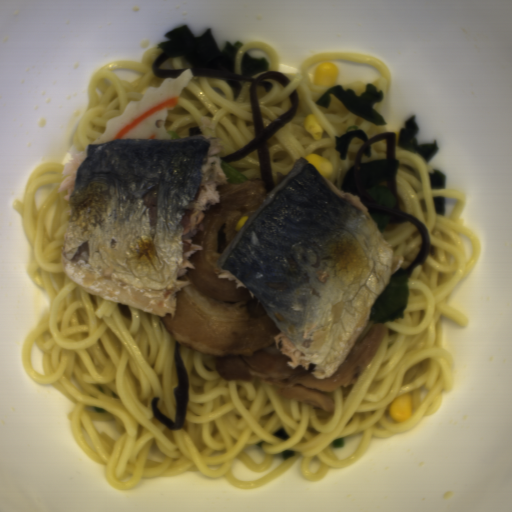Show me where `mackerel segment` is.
Returning <instances> with one entry per match:
<instances>
[{"label":"mackerel segment","mask_w":512,"mask_h":512,"mask_svg":"<svg viewBox=\"0 0 512 512\" xmlns=\"http://www.w3.org/2000/svg\"><path fill=\"white\" fill-rule=\"evenodd\" d=\"M402 260L363 202L302 156L214 266L261 304L288 367L314 365L323 379L346 361Z\"/></svg>","instance_id":"mackerel-segment-1"},{"label":"mackerel segment","mask_w":512,"mask_h":512,"mask_svg":"<svg viewBox=\"0 0 512 512\" xmlns=\"http://www.w3.org/2000/svg\"><path fill=\"white\" fill-rule=\"evenodd\" d=\"M221 137L112 138L67 161L59 188L70 204L60 261L83 290L159 318L196 266L193 243L226 185Z\"/></svg>","instance_id":"mackerel-segment-2"}]
</instances>
